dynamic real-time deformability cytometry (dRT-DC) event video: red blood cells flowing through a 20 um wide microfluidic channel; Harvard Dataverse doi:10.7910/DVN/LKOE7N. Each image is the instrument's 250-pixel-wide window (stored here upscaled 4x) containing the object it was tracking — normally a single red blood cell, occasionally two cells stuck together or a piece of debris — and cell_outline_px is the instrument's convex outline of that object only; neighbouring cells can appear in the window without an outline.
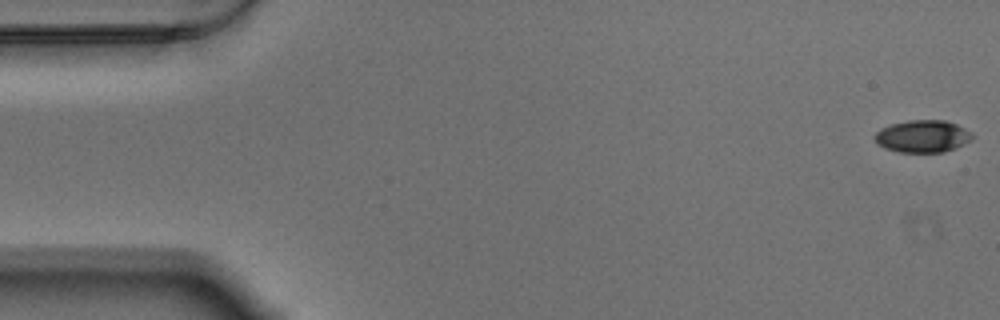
{"species": "Egyptian fruit bat (a non-hibernating species)", "species_latin": "Rousettus aegyptiacus", "temperature_condition": "warm", "stored_images_in_passage": 58, "camera_frame_rate_fps": 3000, "um_per_image_px": 0.085, "animal": {"sex": "male"}, "frame": {"image": 1, "passage_image": 1, "time_ms": 0.0, "image_size_px": [1000, 320], "cell_outline_px": [[972, 140], [956, 148], [944, 152], [900, 152], [884, 148], [876, 144], [876, 132], [880, 128], [892, 124], [912, 120], [944, 120], [956, 124], [972, 132]], "centroid_in_image_um": [78.44, 11.59], "position_along_channel_um": 6.6, "area_um2": 18.32}}
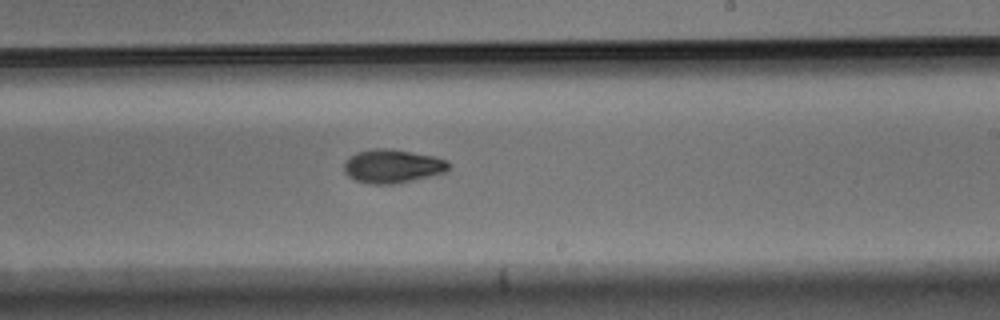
{"frame": {"image": 2, "passage_image": 34, "time_ms": 11.0, "image_size_px": [1000, 320], "cell_outline_px": [[452, 164], [444, 172], [412, 180], [392, 184], [368, 184], [356, 180], [348, 176], [344, 172], [344, 160], [356, 152], [372, 148], [388, 148], [436, 156], [448, 160]], "centroid_in_image_um": [33.34, 14.11], "position_along_channel_um": 255.7, "area_um2": 20.63}}
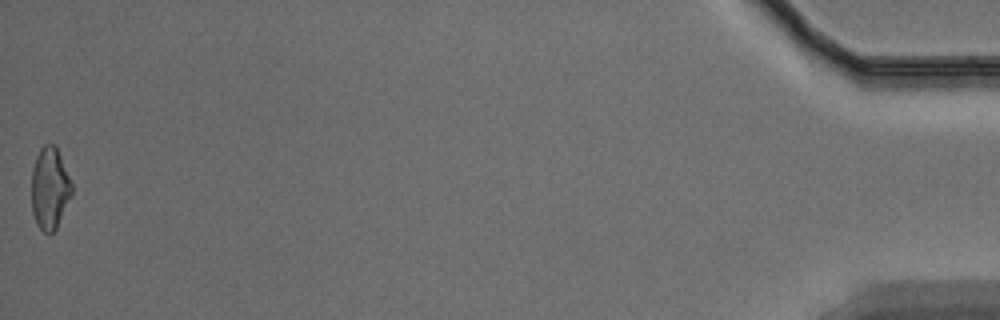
{"frame": {"image": 3, "passage_image": 58, "time_ms": 19.0, "image_size_px": [1000, 320], "cell_outline_px": [[72, 196], [56, 228], [52, 232], [44, 232], [36, 224], [32, 212], [32, 168], [36, 156], [40, 148], [44, 144], [56, 144], [72, 184]], "centroid_in_image_um": [4.23, 15.98], "position_along_channel_um": 431.0, "area_um2": 19.31}, "authors_computed_cell_mechanics": {"area_um2": 19.652, "velocity_mm_per_s": 3.4679, "shape_relaxation_time_tau1_ms": 3.3593, "shape_relaxation_time_tau2_ms": 8.9836, "deformation_change_tau1": 0.1151, "deformation_change_tau2": 0.145}}